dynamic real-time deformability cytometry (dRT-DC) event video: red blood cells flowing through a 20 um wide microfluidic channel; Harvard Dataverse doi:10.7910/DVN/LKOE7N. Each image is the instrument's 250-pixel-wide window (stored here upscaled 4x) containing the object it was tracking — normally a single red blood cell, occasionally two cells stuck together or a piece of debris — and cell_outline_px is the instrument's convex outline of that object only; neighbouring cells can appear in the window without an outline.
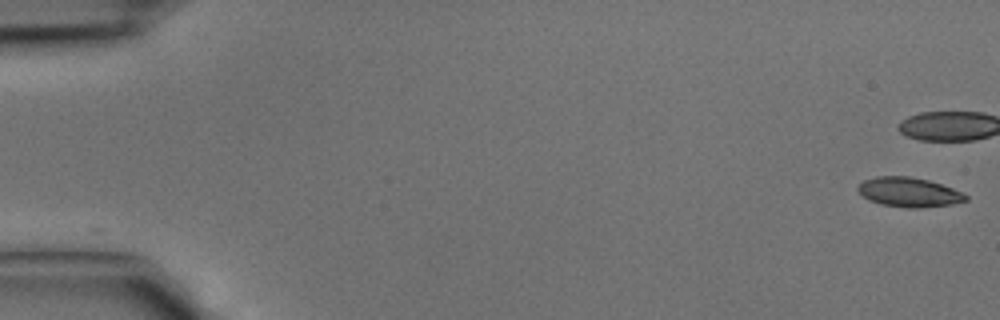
{"species": "common noctule bat (a hibernating species)", "species_latin": "Nyctalus noctula", "temperature_condition": "cold", "stored_images_in_passage": 30, "camera_frame_rate_fps": 3000, "um_per_image_px": 0.085, "animal": {"sex": "male", "body_mass_g": 15.6}, "frame": {"image": 1, "passage_image": 1, "time_ms": 0.0, "image_size_px": [1000, 320], "cell_outline_px": [[968, 200], [952, 204], [920, 208], [908, 208], [880, 204], [868, 200], [856, 188], [864, 180], [876, 176], [908, 176], [928, 180], [964, 192], [968, 196]], "centroid_in_image_um": [77.28, 16.34], "position_along_channel_um": 7.7, "area_um2": 18.55}}